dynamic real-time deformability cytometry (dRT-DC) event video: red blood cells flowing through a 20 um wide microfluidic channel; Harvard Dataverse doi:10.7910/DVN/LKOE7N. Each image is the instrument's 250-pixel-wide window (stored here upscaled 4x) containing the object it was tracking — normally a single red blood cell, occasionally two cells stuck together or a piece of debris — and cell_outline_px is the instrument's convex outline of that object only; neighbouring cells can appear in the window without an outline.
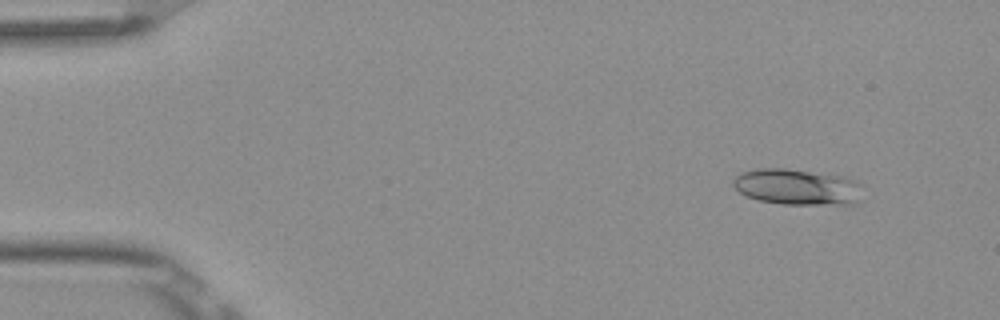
{"species": "Egyptian fruit bat (a non-hibernating species)", "species_latin": "Rousettus aegyptiacus", "temperature_condition": "room temperature", "stored_images_in_passage": 5, "camera_frame_rate_fps": 3000, "um_per_image_px": 0.085, "frame": {"image": 1, "passage_image": 2, "time_ms": 0.333, "image_size_px": [1000, 320], "cell_outline_px": [[864, 184], [860, 200], [856, 204], [780, 204], [760, 200], [744, 196], [732, 184], [732, 180], [740, 172], [756, 168], [784, 168], [844, 176], [856, 180]], "centroid_in_image_um": [67.8, 15.88], "position_along_channel_um": 17.2, "area_um2": 27.63}}
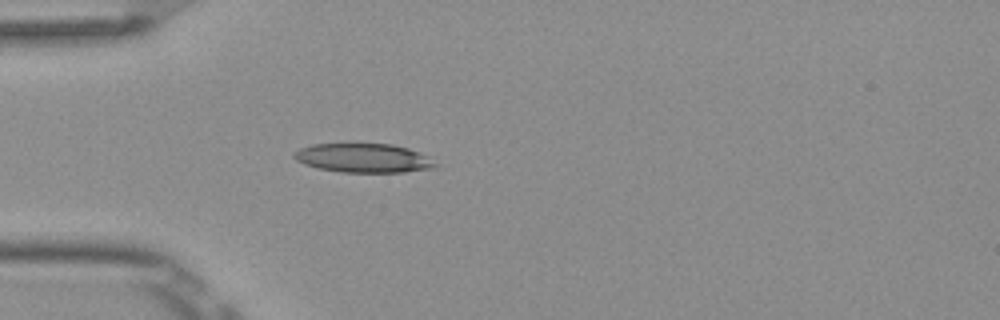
{"frame": {"image": 2, "passage_image": 5, "time_ms": 1.333, "image_size_px": [1000, 320], "cell_outline_px": [[440, 164], [436, 168], [404, 172], [340, 172], [316, 168], [304, 164], [296, 160], [292, 156], [292, 152], [300, 148], [312, 144], [392, 144], [408, 148], [420, 152], [428, 156]], "centroid_in_image_um": [30.91, 13.44], "position_along_channel_um": 54.1, "area_um2": 24.22}}